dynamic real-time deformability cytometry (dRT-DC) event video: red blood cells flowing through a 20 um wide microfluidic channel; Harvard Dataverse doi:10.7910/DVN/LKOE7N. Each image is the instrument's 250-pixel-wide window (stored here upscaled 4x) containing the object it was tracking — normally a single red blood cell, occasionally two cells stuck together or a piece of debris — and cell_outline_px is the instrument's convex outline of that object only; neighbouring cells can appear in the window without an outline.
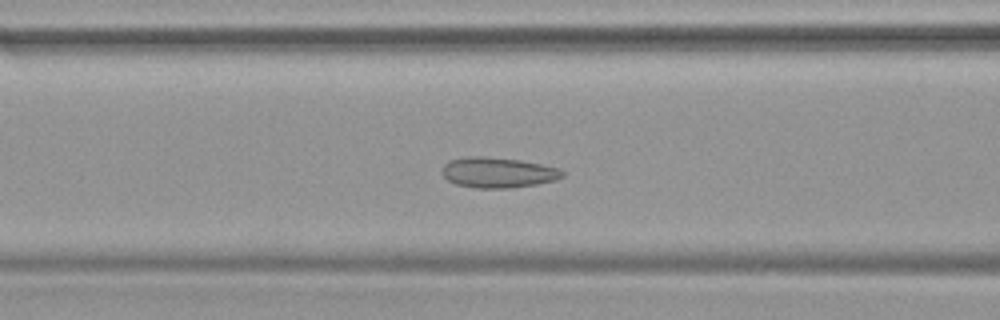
{"species": "common noctule bat (a hibernating species)", "species_latin": "Nyctalus noctula", "temperature_condition": "warm", "stored_images_in_passage": 35, "camera_frame_rate_fps": 3000, "um_per_image_px": 0.085, "animal": {"sex": "female", "body_mass_g": 19.9}, "frame": {"image": 1, "passage_image": 19, "time_ms": 6.0, "image_size_px": [1000, 320], "cell_outline_px": [[564, 176], [556, 180], [536, 184], [512, 188], [476, 188], [456, 184], [448, 180], [444, 176], [444, 164], [448, 160], [468, 156], [484, 156], [520, 160], [560, 168], [564, 172]], "centroid_in_image_um": [42.35, 14.66], "position_along_channel_um": 124.3, "area_um2": 21.33}}
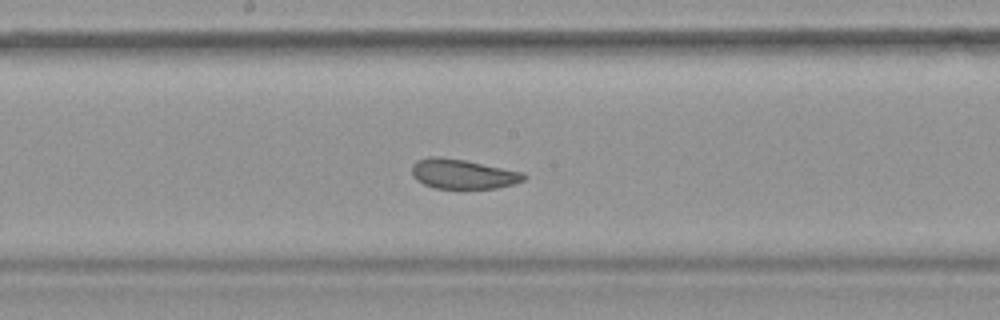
{"frame": {"image": 2, "passage_image": 25, "time_ms": 8.0, "image_size_px": [1000, 320], "cell_outline_px": [[528, 176], [524, 180], [512, 184], [496, 188], [436, 188], [424, 184], [416, 180], [412, 176], [412, 164], [416, 160], [428, 156], [440, 156], [464, 160], [524, 172]], "centroid_in_image_um": [39.32, 14.77], "position_along_channel_um": 208.9, "area_um2": 19.42}}
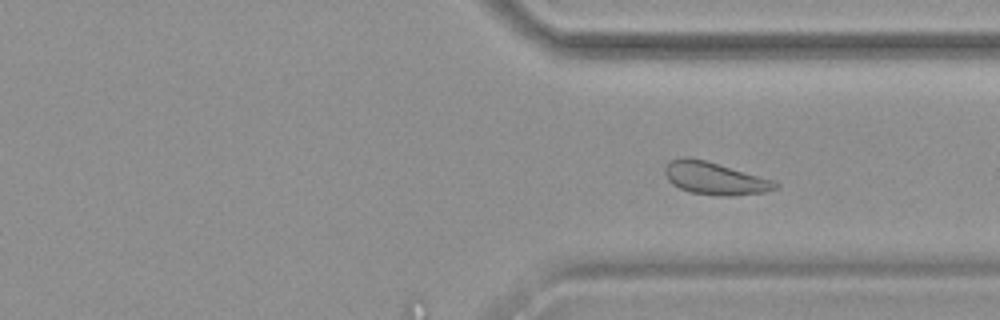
{"frame": {"image": 3, "passage_image": 35, "time_ms": 11.333, "image_size_px": [1000, 320], "cell_outline_px": [[780, 184], [776, 188], [764, 192], [728, 196], [724, 196], [692, 192], [680, 188], [672, 184], [668, 180], [664, 172], [664, 168], [672, 160], [684, 156], [688, 156], [704, 160], [772, 180]], "centroid_in_image_um": [60.71, 15.15], "position_along_channel_um": 350.7, "area_um2": 20.4}}